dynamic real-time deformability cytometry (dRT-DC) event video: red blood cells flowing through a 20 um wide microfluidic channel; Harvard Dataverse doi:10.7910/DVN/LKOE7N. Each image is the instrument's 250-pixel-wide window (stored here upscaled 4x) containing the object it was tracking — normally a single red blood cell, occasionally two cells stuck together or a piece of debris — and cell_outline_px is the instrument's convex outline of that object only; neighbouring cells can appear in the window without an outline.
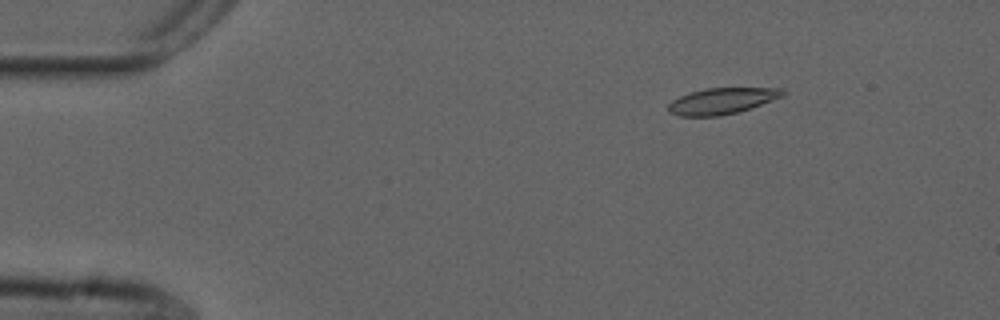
{"species": "common noctule bat (a hibernating species)", "species_latin": "Nyctalus noctula", "temperature_condition": "cold", "stored_images_in_passage": 55, "camera_frame_rate_fps": 3000, "um_per_image_px": 0.085, "animal": {"sex": "male", "forearm_length_mm": 52.5}, "frame": {"image": 1, "passage_image": 8, "time_ms": 2.333, "image_size_px": [1000, 320], "cell_outline_px": [[788, 92], [784, 96], [736, 112], [720, 116], [680, 116], [668, 112], [668, 104], [672, 100], [688, 92], [708, 88], [784, 88]], "centroid_in_image_um": [61.35, 8.57], "position_along_channel_um": 23.6, "area_um2": 17.4}}
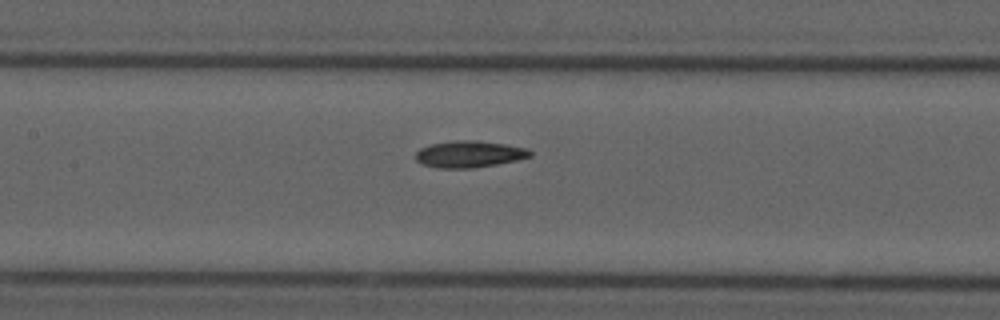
{"frame": {"image": 2, "passage_image": 26, "time_ms": 8.333, "image_size_px": [1000, 320], "cell_outline_px": [[532, 156], [516, 160], [496, 164], [472, 168], [436, 168], [424, 164], [416, 160], [416, 152], [420, 148], [432, 144], [456, 140], [476, 140], [504, 144], [528, 148], [532, 152]], "centroid_in_image_um": [39.9, 13.1], "position_along_channel_um": 167.5, "area_um2": 17.69}}
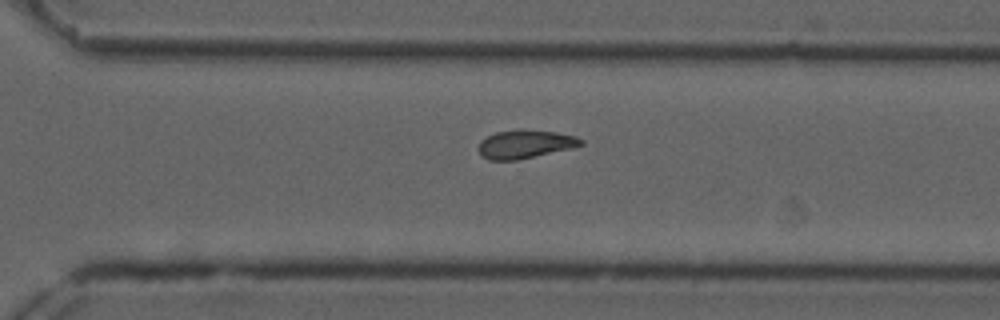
{"frame": {"image": 3, "passage_image": 39, "time_ms": 12.667, "image_size_px": [1000, 320], "cell_outline_px": [[584, 144], [572, 148], [520, 160], [488, 160], [480, 156], [480, 140], [496, 132], [556, 132], [576, 136], [584, 140]], "centroid_in_image_um": [44.66, 12.31], "position_along_channel_um": 325.9, "area_um2": 16.36}}